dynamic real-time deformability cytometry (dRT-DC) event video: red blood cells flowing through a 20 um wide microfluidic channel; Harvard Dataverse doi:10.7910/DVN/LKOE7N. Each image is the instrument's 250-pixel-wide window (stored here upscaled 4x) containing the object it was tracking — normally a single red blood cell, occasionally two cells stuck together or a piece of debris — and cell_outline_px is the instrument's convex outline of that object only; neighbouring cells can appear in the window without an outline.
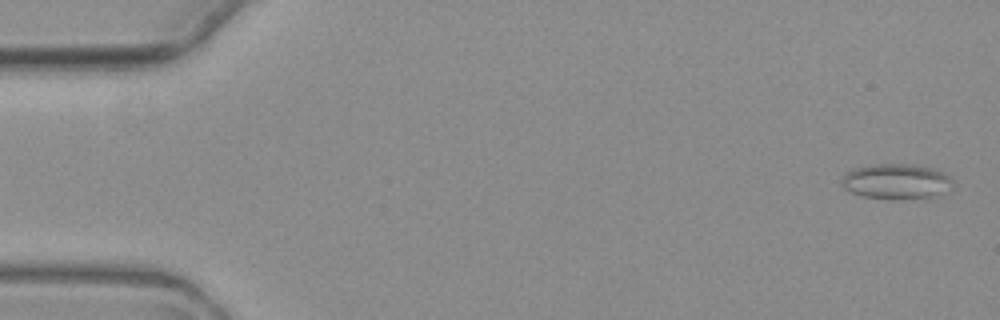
{"species": "common noctule bat (a hibernating species)", "species_latin": "Nyctalus noctula", "temperature_condition": "warm", "stored_images_in_passage": 6, "camera_frame_rate_fps": 3000, "um_per_image_px": 0.085, "animal": {"sex": "female", "body_mass_g": 19.3, "forearm_length_mm": 54.1}, "frame": {"image": 1, "passage_image": 1, "time_ms": 0.0, "image_size_px": [1000, 320], "cell_outline_px": [[952, 188], [932, 196], [864, 196], [852, 192], [844, 188], [840, 180], [848, 172], [856, 168], [872, 164], [912, 164], [936, 168], [944, 172], [952, 180]], "centroid_in_image_um": [76.2, 15.35], "position_along_channel_um": 8.8, "area_um2": 21.79}}
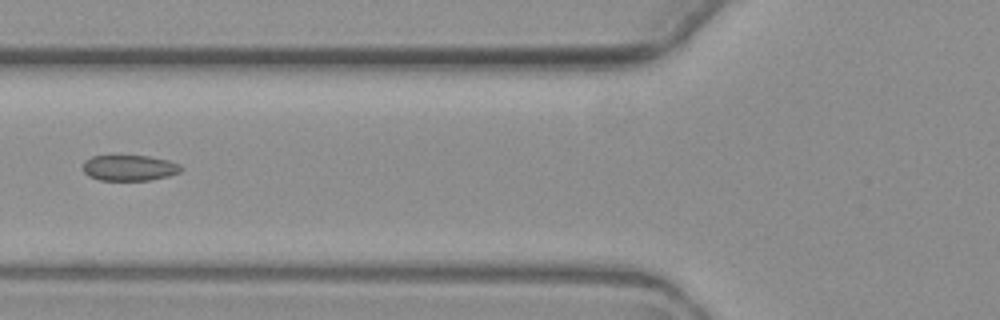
{"frame": {"image": 2, "passage_image": 6, "time_ms": 6.667, "image_size_px": [1000, 320], "cell_outline_px": [[184, 168], [180, 172], [168, 176], [148, 180], [100, 180], [88, 176], [84, 172], [84, 160], [92, 156], [148, 156], [168, 160], [180, 164]], "centroid_in_image_um": [11.01, 14.27], "position_along_channel_um": 114.8, "area_um2": 14.68}}